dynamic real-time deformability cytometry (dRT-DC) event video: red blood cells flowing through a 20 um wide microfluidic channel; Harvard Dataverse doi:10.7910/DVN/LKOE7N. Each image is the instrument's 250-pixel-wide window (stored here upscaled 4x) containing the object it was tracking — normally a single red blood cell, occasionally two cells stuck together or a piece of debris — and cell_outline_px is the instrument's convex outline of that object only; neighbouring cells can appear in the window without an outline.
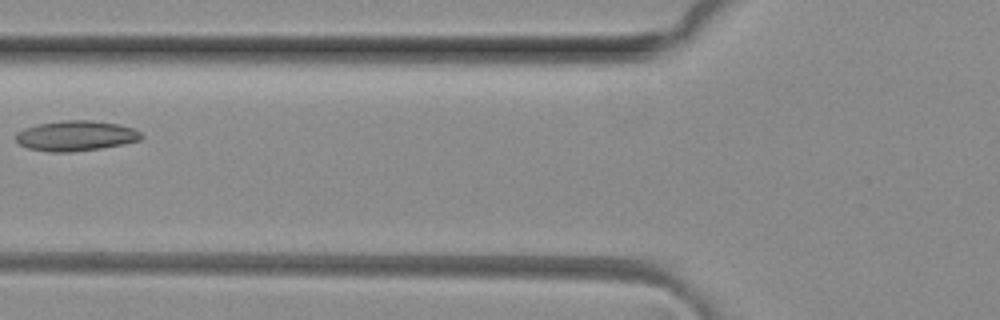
{"species": "common noctule bat (a hibernating species)", "species_latin": "Nyctalus noctula", "temperature_condition": "room temperature", "stored_images_in_passage": 3, "camera_frame_rate_fps": 3000, "um_per_image_px": 0.085, "animal": {"sex": "female", "body_mass_g": 29.2, "forearm_length_mm": 56.3}, "frame": {"image": 1, "passage_image": 2, "time_ms": 0.333, "image_size_px": [1000, 320], "cell_outline_px": [[144, 136], [140, 140], [124, 144], [100, 148], [72, 152], [52, 152], [28, 148], [20, 144], [16, 140], [16, 132], [24, 128], [40, 124], [64, 120], [92, 120], [120, 124], [132, 128], [140, 132]], "centroid_in_image_um": [6.47, 11.54], "position_along_channel_um": 119.3, "area_um2": 22.08}}
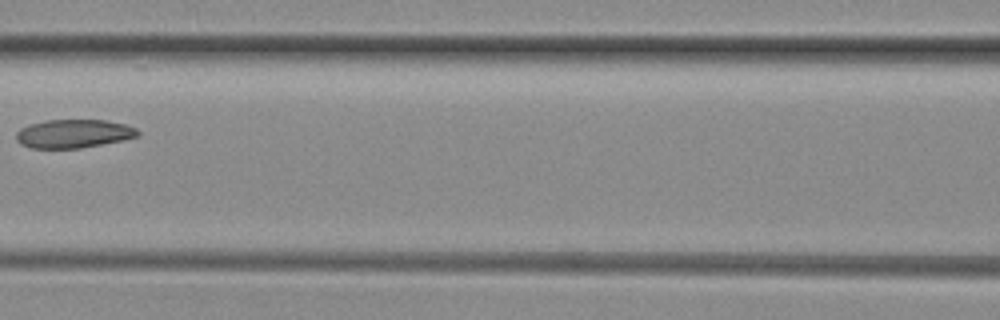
{"frame": {"image": 2, "passage_image": 3, "time_ms": 0.667, "image_size_px": [1000, 320], "cell_outline_px": [[140, 136], [124, 140], [80, 148], [32, 148], [20, 144], [16, 140], [16, 132], [20, 128], [28, 124], [44, 120], [104, 120], [124, 124], [136, 128], [140, 132]], "centroid_in_image_um": [6.24, 11.36], "position_along_channel_um": 160.4, "area_um2": 20.35}}